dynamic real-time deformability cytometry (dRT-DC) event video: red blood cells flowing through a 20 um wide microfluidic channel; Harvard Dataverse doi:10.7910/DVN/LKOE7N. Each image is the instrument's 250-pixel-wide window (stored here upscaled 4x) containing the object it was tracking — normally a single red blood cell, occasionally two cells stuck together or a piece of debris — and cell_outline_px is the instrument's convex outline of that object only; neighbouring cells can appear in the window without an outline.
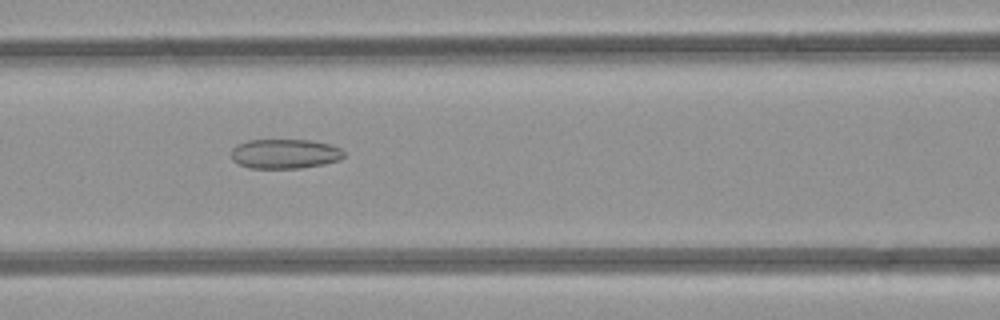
{"species": "common noctule bat (a hibernating species)", "species_latin": "Nyctalus noctula", "temperature_condition": "room temperature", "stored_images_in_passage": 41, "camera_frame_rate_fps": 3000, "um_per_image_px": 0.085, "animal": {"sex": "female", "body_mass_g": 21.9}, "frame": {"image": 1, "passage_image": 17, "time_ms": 5.333, "image_size_px": [1000, 320], "cell_outline_px": [[344, 156], [340, 160], [324, 164], [300, 168], [248, 168], [236, 164], [232, 160], [232, 148], [236, 144], [248, 140], [308, 140], [328, 144], [340, 148], [344, 152]], "centroid_in_image_um": [24.17, 13.08], "position_along_channel_um": 142.4, "area_um2": 19.54}}
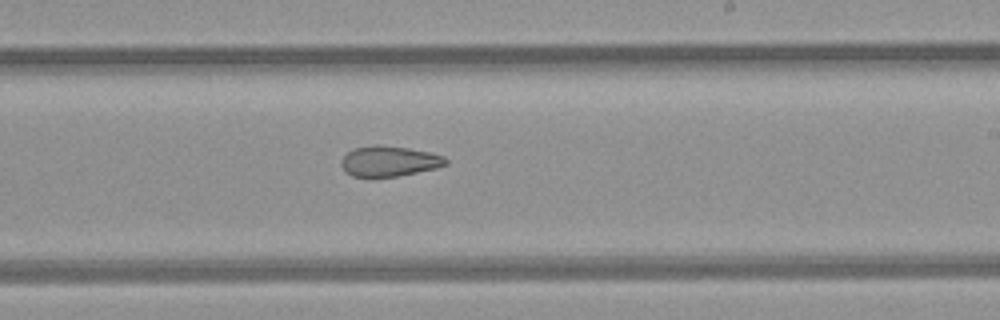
{"frame": {"image": 2, "passage_image": 25, "time_ms": 8.0, "image_size_px": [1000, 320], "cell_outline_px": [[448, 164], [436, 168], [400, 176], [352, 176], [340, 164], [340, 160], [348, 152], [356, 148], [376, 144], [380, 144], [408, 148], [428, 152], [444, 156], [448, 160]], "centroid_in_image_um": [33.11, 13.69], "position_along_channel_um": 255.9, "area_um2": 18.38}}
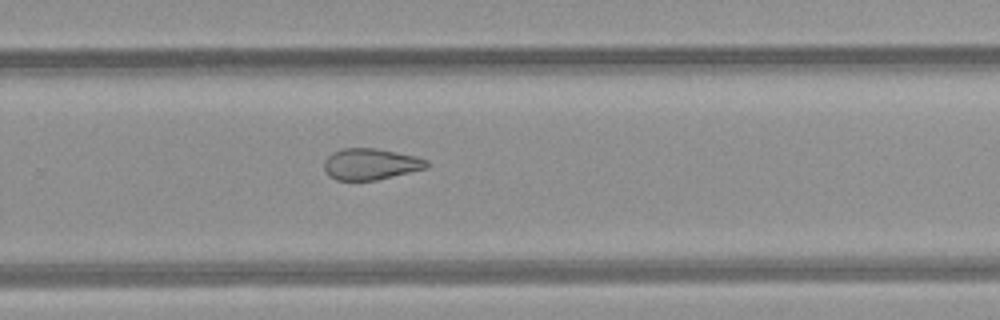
{"frame": {"image": 3, "passage_image": 28, "time_ms": 9.0, "image_size_px": [1000, 320], "cell_outline_px": [[428, 168], [376, 180], [336, 180], [328, 176], [324, 168], [324, 160], [332, 152], [344, 148], [376, 148], [416, 156], [428, 160]], "centroid_in_image_um": [31.49, 13.95], "position_along_channel_um": 298.3, "area_um2": 18.79}, "authors_computed_cell_mechanics": {"area_um2": 21.386, "velocity_mm_per_s": 4.2626, "shape_relaxation_time_tau1_ms": null, "shape_relaxation_time_tau2_ms": 2.9196, "deformation_change_tau1": null, "deformation_change_tau2": 0.1085}}